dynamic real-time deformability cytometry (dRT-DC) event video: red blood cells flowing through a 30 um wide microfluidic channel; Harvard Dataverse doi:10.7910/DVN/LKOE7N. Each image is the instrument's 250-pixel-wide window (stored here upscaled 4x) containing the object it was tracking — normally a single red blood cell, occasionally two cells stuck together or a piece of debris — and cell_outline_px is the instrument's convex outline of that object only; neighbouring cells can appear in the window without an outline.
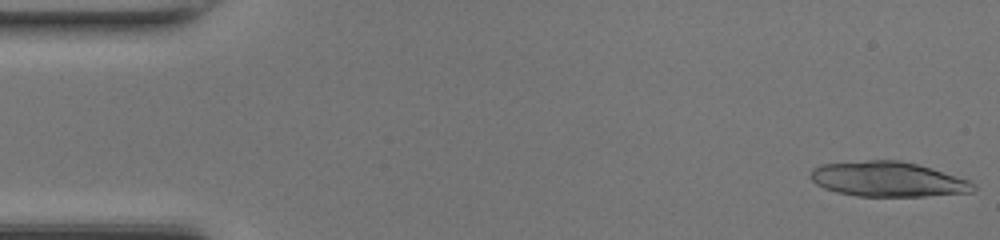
{"species": "common noctule bat (a hibernating species)", "species_latin": "Nyctalus noctula", "temperature_condition": "room temperature", "stored_images_in_passage": 10, "camera_frame_rate_fps": 3000, "um_per_image_px": 0.085, "animal": {"sex": "female", "body_mass_g": 17.0, "forearm_length_mm": 48.0}, "frame": {"image": 1, "passage_image": 1, "time_ms": 0.0, "image_size_px": [1000, 240], "cell_outline_px": [[976, 188], [972, 192], [924, 196], [856, 196], [836, 192], [824, 188], [816, 184], [808, 176], [812, 168], [820, 164], [868, 160], [900, 160], [916, 164], [968, 180], [976, 184]], "centroid_in_image_um": [75.41, 15.23], "position_along_channel_um": 9.6, "area_um2": 33.12}}